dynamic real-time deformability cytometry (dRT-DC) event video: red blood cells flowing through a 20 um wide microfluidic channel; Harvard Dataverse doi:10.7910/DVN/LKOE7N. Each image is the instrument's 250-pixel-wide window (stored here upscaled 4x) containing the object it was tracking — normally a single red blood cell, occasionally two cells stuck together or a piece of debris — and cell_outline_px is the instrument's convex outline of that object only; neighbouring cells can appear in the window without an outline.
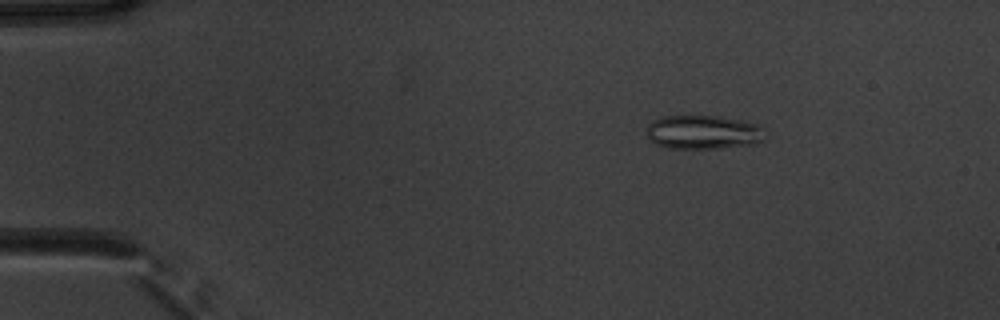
{"species": "common noctule bat (a hibernating species)", "species_latin": "Nyctalus noctula", "temperature_condition": "warm", "stored_images_in_passage": 53, "camera_frame_rate_fps": 3000, "um_per_image_px": 0.085, "animal": {"sex": "male", "body_mass_g": 20.1, "forearm_length_mm": 53.5}, "frame": {"image": 1, "passage_image": 9, "time_ms": 2.667, "image_size_px": [1000, 320], "cell_outline_px": [[764, 140], [752, 144], [720, 148], [672, 148], [656, 144], [648, 136], [648, 124], [652, 120], [664, 116], [720, 116], [764, 124]], "centroid_in_image_um": [59.85, 11.22], "position_along_channel_um": 25.2, "area_um2": 23.52}}
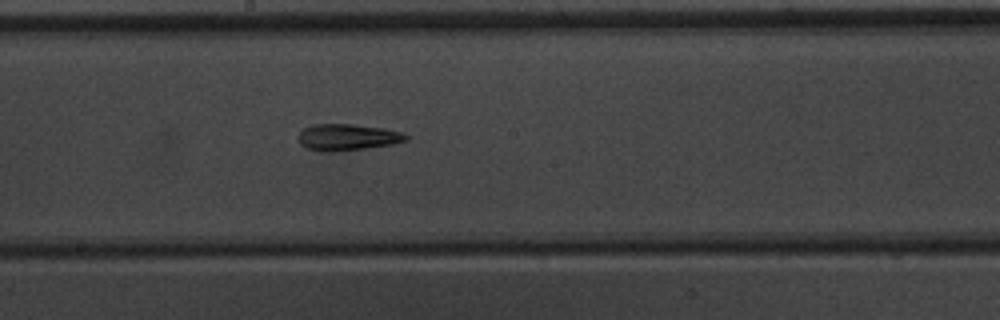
{"frame": {"image": 2, "passage_image": 30, "time_ms": 9.667, "image_size_px": [1000, 320], "cell_outline_px": [[408, 140], [392, 144], [364, 148], [332, 152], [320, 152], [308, 148], [300, 144], [296, 136], [304, 128], [312, 124], [352, 124], [384, 128], [400, 132], [408, 136]], "centroid_in_image_um": [29.48, 11.66], "position_along_channel_um": 218.7, "area_um2": 16.65}}
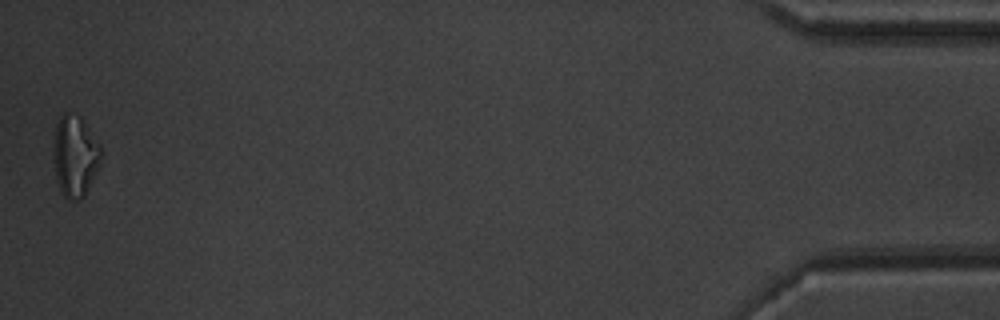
{"frame": {"image": 3, "passage_image": 53, "time_ms": 17.333, "image_size_px": [1000, 320], "cell_outline_px": [[100, 164], [84, 196], [80, 200], [68, 200], [60, 192], [56, 176], [52, 152], [56, 124], [60, 116], [64, 112], [68, 112], [80, 116], [100, 144]], "centroid_in_image_um": [6.35, 13.26], "position_along_channel_um": 428.8, "area_um2": 22.6}, "authors_computed_cell_mechanics": {"area_um2": 18.0336, "velocity_mm_per_s": 3.8706, "shape_relaxation_time_tau1_ms": null, "shape_relaxation_time_tau2_ms": 9.3838, "deformation_change_tau1": null, "deformation_change_tau2": 0.2429}}